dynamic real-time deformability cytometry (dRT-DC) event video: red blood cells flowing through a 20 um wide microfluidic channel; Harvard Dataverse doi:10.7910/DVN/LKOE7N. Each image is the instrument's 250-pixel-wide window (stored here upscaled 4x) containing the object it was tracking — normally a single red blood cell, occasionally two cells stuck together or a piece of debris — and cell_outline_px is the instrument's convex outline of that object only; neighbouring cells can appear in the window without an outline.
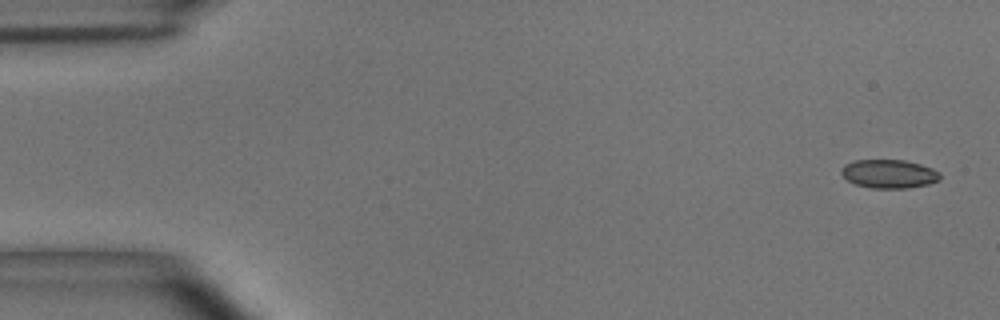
{"species": "common noctule bat (a hibernating species)", "species_latin": "Nyctalus noctula", "temperature_condition": "room temperature", "stored_images_in_passage": 53, "camera_frame_rate_fps": 3000, "um_per_image_px": 0.085, "animal": {"sex": "male", "body_mass_g": 15.6}, "frame": {"image": 1, "passage_image": 1, "time_ms": 0.0, "image_size_px": [1000, 320], "cell_outline_px": [[940, 180], [928, 184], [908, 188], [872, 188], [856, 184], [848, 180], [840, 172], [840, 168], [844, 164], [856, 160], [904, 160], [920, 164], [932, 168], [940, 172]], "centroid_in_image_um": [75.57, 14.77], "position_along_channel_um": 9.4, "area_um2": 16.47}}
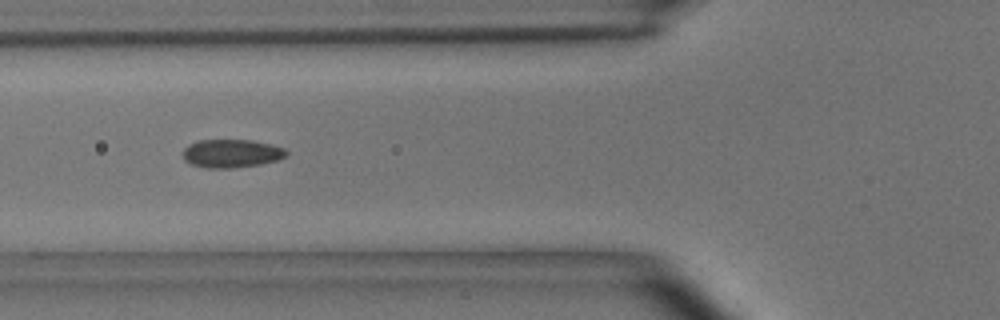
{"frame": {"image": 2, "passage_image": 19, "time_ms": 6.0, "image_size_px": [1000, 320], "cell_outline_px": [[288, 152], [284, 156], [276, 160], [260, 164], [232, 168], [208, 168], [192, 164], [184, 160], [184, 148], [188, 144], [200, 140], [252, 140], [272, 144], [284, 148]], "centroid_in_image_um": [19.67, 13.03], "position_along_channel_um": 106.1, "area_um2": 16.94}}
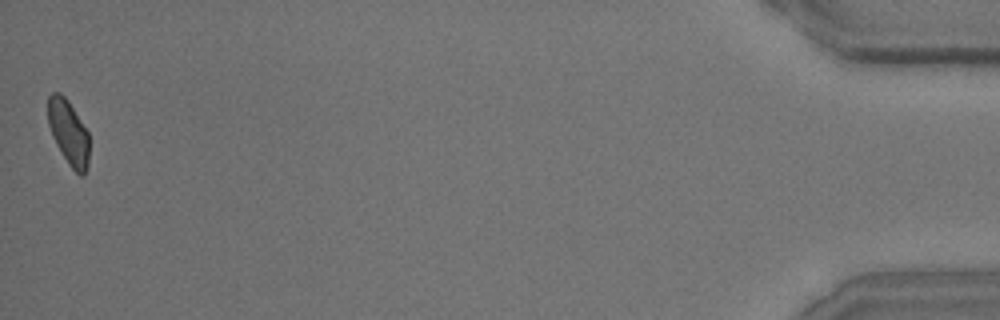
{"frame": {"image": 3, "passage_image": 53, "time_ms": 17.333, "image_size_px": [1000, 320], "cell_outline_px": [[88, 164], [84, 176], [80, 176], [68, 164], [56, 144], [52, 136], [48, 124], [48, 96], [52, 92], [60, 92], [68, 100], [88, 132]], "centroid_in_image_um": [5.81, 11.25], "position_along_channel_um": 429.4, "area_um2": 15.55}, "authors_computed_cell_mechanics": {"area_um2": 16.762, "velocity_mm_per_s": 3.669, "shape_relaxation_time_tau1_ms": 5.4394, "shape_relaxation_time_tau2_ms": 1.4285, "deformation_change_tau1": 0.1355, "deformation_change_tau2": 0.0479}}